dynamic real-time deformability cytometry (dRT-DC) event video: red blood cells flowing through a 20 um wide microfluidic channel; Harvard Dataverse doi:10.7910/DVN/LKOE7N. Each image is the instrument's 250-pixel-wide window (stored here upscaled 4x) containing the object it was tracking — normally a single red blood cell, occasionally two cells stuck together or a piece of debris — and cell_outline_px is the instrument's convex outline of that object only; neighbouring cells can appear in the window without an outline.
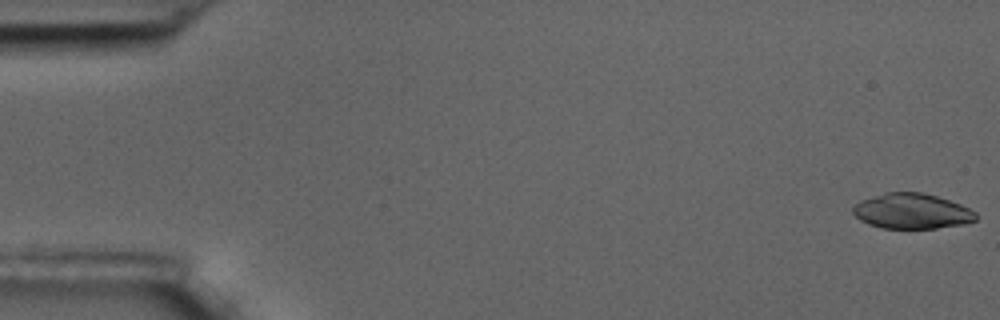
{"species": "common noctule bat (a hibernating species)", "species_latin": "Nyctalus noctula", "temperature_condition": "room temperature", "stored_images_in_passage": 8, "camera_frame_rate_fps": 3000, "um_per_image_px": 0.085, "animal": {"sex": "male", "body_mass_g": 17.5, "forearm_length_mm": 52.3}, "frame": {"image": 1, "passage_image": 1, "time_ms": 0.0, "image_size_px": [1000, 320], "cell_outline_px": [[976, 220], [964, 224], [936, 228], [880, 228], [868, 224], [860, 220], [852, 212], [852, 208], [860, 200], [888, 192], [920, 192], [936, 196], [960, 204], [976, 212]], "centroid_in_image_um": [77.49, 17.95], "position_along_channel_um": 7.5, "area_um2": 25.14}}